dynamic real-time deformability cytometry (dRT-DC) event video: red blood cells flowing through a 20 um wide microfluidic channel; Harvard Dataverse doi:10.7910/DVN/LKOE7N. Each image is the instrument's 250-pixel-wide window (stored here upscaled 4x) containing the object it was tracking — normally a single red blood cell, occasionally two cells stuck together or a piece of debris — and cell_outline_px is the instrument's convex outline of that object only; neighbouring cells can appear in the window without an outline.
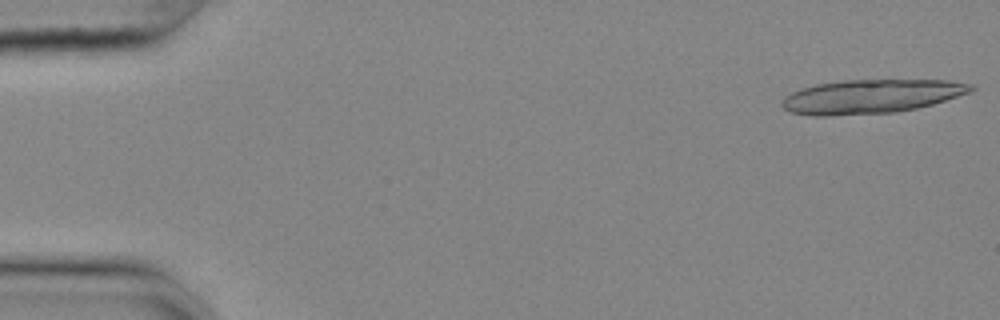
{"species": "common noctule bat (a hibernating species)", "species_latin": "Nyctalus noctula", "temperature_condition": "cold", "stored_images_in_passage": 18, "camera_frame_rate_fps": 3000, "um_per_image_px": 0.085, "animal": {"sex": "female", "body_mass_g": 25.1}, "frame": {"image": 1, "passage_image": 1, "time_ms": 0.0, "image_size_px": [1000, 320], "cell_outline_px": [[976, 88], [972, 92], [932, 104], [916, 108], [896, 112], [828, 116], [812, 116], [792, 112], [784, 108], [780, 104], [784, 96], [792, 92], [816, 84], [844, 80], [948, 80], [972, 84]], "centroid_in_image_um": [74.06, 8.2], "position_along_channel_um": 10.9, "area_um2": 37.4}}
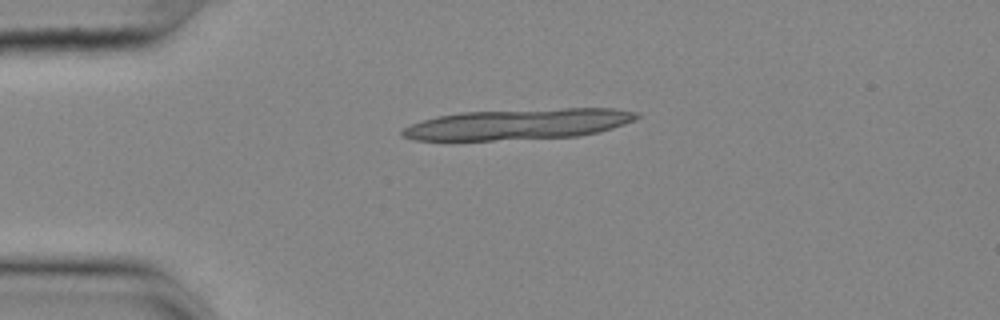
{"frame": {"image": 2, "passage_image": 12, "time_ms": 3.667, "image_size_px": [1000, 320], "cell_outline_px": [[640, 116], [636, 120], [612, 128], [580, 136], [492, 140], [412, 140], [400, 136], [400, 132], [404, 128], [412, 124], [436, 116], [460, 112], [564, 108], [612, 108], [640, 112]], "centroid_in_image_um": [44.06, 10.55], "position_along_channel_um": 40.9, "area_um2": 42.08}}